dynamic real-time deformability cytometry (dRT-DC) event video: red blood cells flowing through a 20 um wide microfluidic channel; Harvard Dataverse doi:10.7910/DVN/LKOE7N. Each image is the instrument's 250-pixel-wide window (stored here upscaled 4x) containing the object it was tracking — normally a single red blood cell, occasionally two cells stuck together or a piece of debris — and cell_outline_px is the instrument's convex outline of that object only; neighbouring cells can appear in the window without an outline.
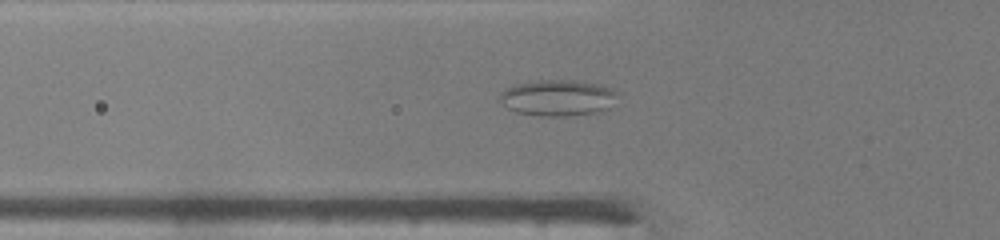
{"species": "common noctule bat (a hibernating species)", "species_latin": "Nyctalus noctula", "temperature_condition": "warm", "stored_images_in_passage": 40, "camera_frame_rate_fps": 3000, "um_per_image_px": 0.085, "animal": {"sex": "male", "body_mass_g": 19.0, "forearm_length_mm": 50.8}, "frame": {"image": 1, "passage_image": 13, "time_ms": 4.0, "image_size_px": [1000, 240], "cell_outline_px": [[620, 92], [608, 108], [596, 112], [568, 116], [540, 116], [516, 112], [508, 108], [500, 100], [500, 92], [504, 88], [512, 84], [536, 80], [572, 80], [600, 84], [612, 88]], "centroid_in_image_um": [47.39, 8.3], "position_along_channel_um": 78.4, "area_um2": 25.03}}
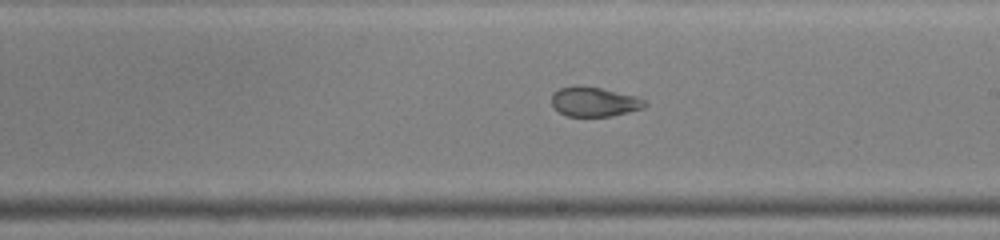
{"frame": {"image": 2, "passage_image": 24, "time_ms": 7.667, "image_size_px": [1000, 240], "cell_outline_px": [[648, 104], [644, 108], [612, 116], [568, 116], [560, 112], [552, 104], [552, 92], [560, 88], [600, 88], [636, 96], [644, 100]], "centroid_in_image_um": [50.56, 8.68], "position_along_channel_um": 238.4, "area_um2": 15.49}}
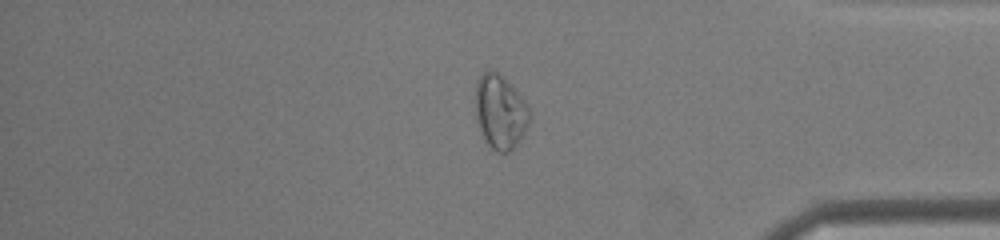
{"frame": {"image": 3, "passage_image": 36, "time_ms": 11.667, "image_size_px": [1000, 240], "cell_outline_px": [[532, 112], [528, 124], [516, 148], [508, 152], [500, 152], [492, 148], [484, 140], [476, 120], [476, 80], [488, 68], [492, 68], [504, 76], [508, 80]], "centroid_in_image_um": [42.52, 9.49], "position_along_channel_um": 392.7, "area_um2": 23.64}}